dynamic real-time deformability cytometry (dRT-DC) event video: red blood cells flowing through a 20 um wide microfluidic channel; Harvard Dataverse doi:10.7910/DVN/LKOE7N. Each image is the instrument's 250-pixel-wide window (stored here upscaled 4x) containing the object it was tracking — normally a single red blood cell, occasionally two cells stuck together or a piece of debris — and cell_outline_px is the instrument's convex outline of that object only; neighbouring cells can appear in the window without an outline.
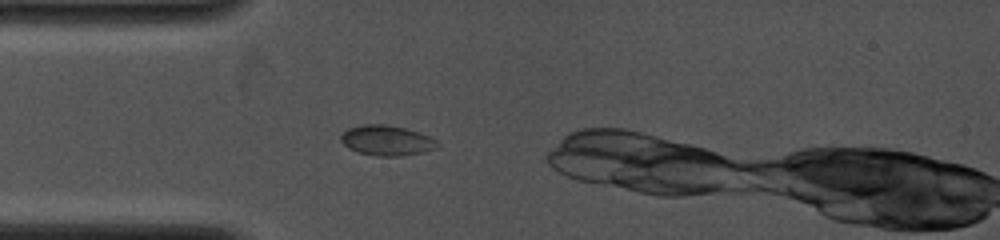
{"species": "common noctule bat (a hibernating species)", "species_latin": "Nyctalus noctula", "temperature_condition": "cold", "stored_images_in_passage": 46, "camera_frame_rate_fps": 4000, "um_per_image_px": 0.085, "animal": {"sex": "female", "body_mass_g": 19.0, "forearm_length_mm": 53.3}, "frame": {"image": 1, "passage_image": 5, "time_ms": 1.25, "image_size_px": [1000, 240], "cell_outline_px": [[440, 148], [400, 156], [376, 156], [356, 152], [348, 148], [340, 140], [340, 136], [348, 128], [360, 124], [384, 124], [404, 128], [428, 136], [436, 140], [440, 144]], "centroid_in_image_um": [32.85, 11.94], "position_along_channel_um": 52.2, "area_um2": 16.99}}
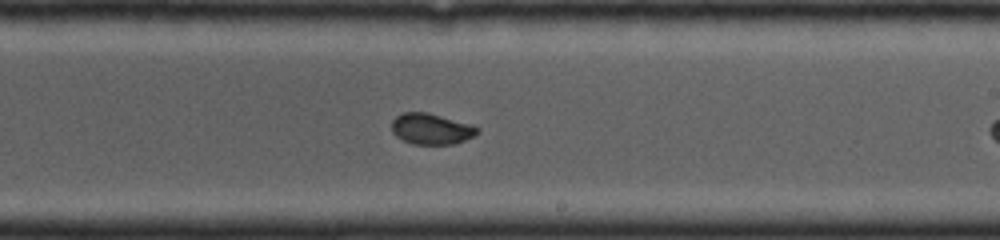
{"frame": {"image": 2, "passage_image": 20, "time_ms": 6.0, "image_size_px": [1000, 240], "cell_outline_px": [[480, 132], [464, 140], [452, 144], [412, 144], [396, 136], [392, 132], [392, 120], [396, 116], [404, 112], [428, 112], [476, 124], [480, 128]], "centroid_in_image_um": [36.7, 10.93], "position_along_channel_um": 252.3, "area_um2": 15.72}}
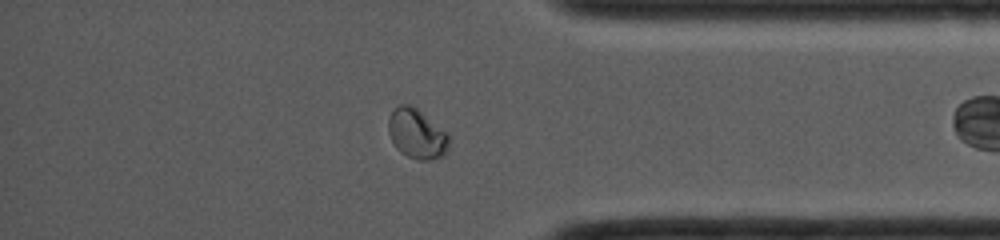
{"frame": {"image": 3, "passage_image": 31, "time_ms": 9.5, "image_size_px": [1000, 240], "cell_outline_px": [[448, 148], [444, 156], [428, 160], [420, 160], [408, 156], [400, 152], [396, 148], [388, 132], [388, 120], [392, 112], [400, 104], [408, 104], [416, 108], [448, 132]], "centroid_in_image_um": [35.43, 11.38], "position_along_channel_um": 399.8, "area_um2": 17.46}}